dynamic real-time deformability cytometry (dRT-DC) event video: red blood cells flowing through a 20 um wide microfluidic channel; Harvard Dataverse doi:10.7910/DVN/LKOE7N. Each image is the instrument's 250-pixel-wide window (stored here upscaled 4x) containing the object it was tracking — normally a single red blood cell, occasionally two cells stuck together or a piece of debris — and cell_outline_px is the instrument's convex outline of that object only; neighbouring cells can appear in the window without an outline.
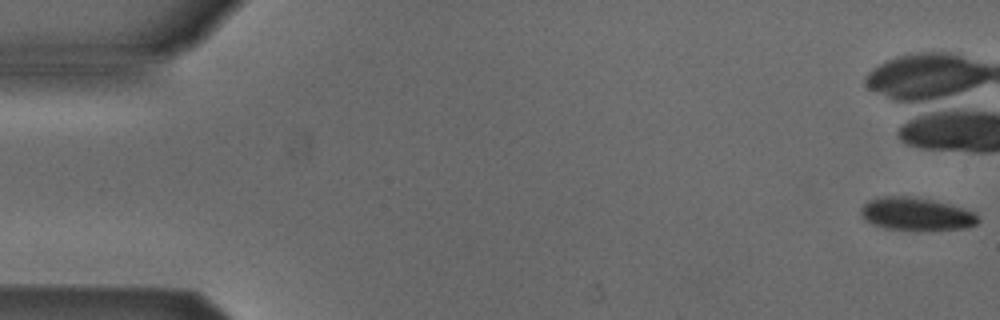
{"species": "Egyptian fruit bat (a non-hibernating species)", "species_latin": "Rousettus aegyptiacus", "temperature_condition": "cold", "stored_images_in_passage": 16, "camera_frame_rate_fps": 3000, "um_per_image_px": 0.085, "animal": {"sex": "male"}, "frame": {"image": 1, "passage_image": 1, "time_ms": 0.0, "image_size_px": [1000, 320], "cell_outline_px": [[980, 220], [976, 224], [964, 228], [884, 228], [872, 224], [864, 220], [860, 212], [860, 208], [868, 200], [876, 196], [908, 196], [948, 204], [976, 212]], "centroid_in_image_um": [77.82, 18.15], "position_along_channel_um": 7.2, "area_um2": 21.79}}